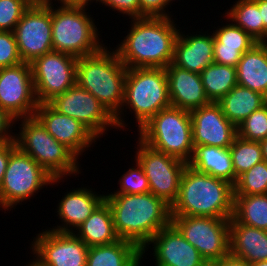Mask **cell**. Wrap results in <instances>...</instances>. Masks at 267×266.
Here are the masks:
<instances>
[{"mask_svg":"<svg viewBox=\"0 0 267 266\" xmlns=\"http://www.w3.org/2000/svg\"><path fill=\"white\" fill-rule=\"evenodd\" d=\"M175 19V20H174ZM173 17L130 19L114 49L127 68H166L173 60L180 28ZM176 22V23H175ZM127 32V33H126ZM127 34V35H126Z\"/></svg>","mask_w":267,"mask_h":266,"instance_id":"6da1fadb","label":"cell"},{"mask_svg":"<svg viewBox=\"0 0 267 266\" xmlns=\"http://www.w3.org/2000/svg\"><path fill=\"white\" fill-rule=\"evenodd\" d=\"M120 239L141 251L162 228L171 223V206L154 194H105Z\"/></svg>","mask_w":267,"mask_h":266,"instance_id":"7a4b0ae2","label":"cell"},{"mask_svg":"<svg viewBox=\"0 0 267 266\" xmlns=\"http://www.w3.org/2000/svg\"><path fill=\"white\" fill-rule=\"evenodd\" d=\"M233 203L232 184L187 165L181 176L178 197L171 205V216L230 219L233 215Z\"/></svg>","mask_w":267,"mask_h":266,"instance_id":"3957f363","label":"cell"},{"mask_svg":"<svg viewBox=\"0 0 267 266\" xmlns=\"http://www.w3.org/2000/svg\"><path fill=\"white\" fill-rule=\"evenodd\" d=\"M170 106L165 68H127L123 104L115 116L117 129L129 131L127 126L133 118L138 131L160 110ZM127 111L131 114L130 123L125 118Z\"/></svg>","mask_w":267,"mask_h":266,"instance_id":"277c9868","label":"cell"},{"mask_svg":"<svg viewBox=\"0 0 267 266\" xmlns=\"http://www.w3.org/2000/svg\"><path fill=\"white\" fill-rule=\"evenodd\" d=\"M126 74L127 67L111 46L77 59L76 84L96 97L114 117L123 104Z\"/></svg>","mask_w":267,"mask_h":266,"instance_id":"5b68a950","label":"cell"},{"mask_svg":"<svg viewBox=\"0 0 267 266\" xmlns=\"http://www.w3.org/2000/svg\"><path fill=\"white\" fill-rule=\"evenodd\" d=\"M15 128L19 129H15L17 147L34 159L52 178H65L67 181L68 177L82 175L81 160L55 140L35 116L16 119Z\"/></svg>","mask_w":267,"mask_h":266,"instance_id":"8992f818","label":"cell"},{"mask_svg":"<svg viewBox=\"0 0 267 266\" xmlns=\"http://www.w3.org/2000/svg\"><path fill=\"white\" fill-rule=\"evenodd\" d=\"M90 13L89 7L52 4L53 51L79 58L95 54L107 44L103 43V32L97 28L99 23L96 25L95 17H92L95 14Z\"/></svg>","mask_w":267,"mask_h":266,"instance_id":"52a82bcc","label":"cell"},{"mask_svg":"<svg viewBox=\"0 0 267 266\" xmlns=\"http://www.w3.org/2000/svg\"><path fill=\"white\" fill-rule=\"evenodd\" d=\"M60 182L63 184L65 178H52L34 159L16 147L10 153L0 184V210L10 213L17 205L33 199L40 190L47 186L54 188L53 185L58 186Z\"/></svg>","mask_w":267,"mask_h":266,"instance_id":"ba28073f","label":"cell"},{"mask_svg":"<svg viewBox=\"0 0 267 266\" xmlns=\"http://www.w3.org/2000/svg\"><path fill=\"white\" fill-rule=\"evenodd\" d=\"M150 147L188 163L193 153L192 122L188 110L168 107L155 114L138 131Z\"/></svg>","mask_w":267,"mask_h":266,"instance_id":"9c48e42d","label":"cell"},{"mask_svg":"<svg viewBox=\"0 0 267 266\" xmlns=\"http://www.w3.org/2000/svg\"><path fill=\"white\" fill-rule=\"evenodd\" d=\"M171 223L208 264L230 252V219L206 216H171Z\"/></svg>","mask_w":267,"mask_h":266,"instance_id":"30bf717a","label":"cell"},{"mask_svg":"<svg viewBox=\"0 0 267 266\" xmlns=\"http://www.w3.org/2000/svg\"><path fill=\"white\" fill-rule=\"evenodd\" d=\"M135 140V155L131 158L143 167L150 192L171 206L178 197L181 176L187 163L150 147L139 137Z\"/></svg>","mask_w":267,"mask_h":266,"instance_id":"8fae6325","label":"cell"},{"mask_svg":"<svg viewBox=\"0 0 267 266\" xmlns=\"http://www.w3.org/2000/svg\"><path fill=\"white\" fill-rule=\"evenodd\" d=\"M48 104L58 113L82 123L99 140L110 130L118 132L115 117L96 97L77 84L54 97Z\"/></svg>","mask_w":267,"mask_h":266,"instance_id":"7c38bea8","label":"cell"},{"mask_svg":"<svg viewBox=\"0 0 267 266\" xmlns=\"http://www.w3.org/2000/svg\"><path fill=\"white\" fill-rule=\"evenodd\" d=\"M77 57L51 51L36 58L31 65L38 103H48L76 84Z\"/></svg>","mask_w":267,"mask_h":266,"instance_id":"4fadbf2b","label":"cell"},{"mask_svg":"<svg viewBox=\"0 0 267 266\" xmlns=\"http://www.w3.org/2000/svg\"><path fill=\"white\" fill-rule=\"evenodd\" d=\"M35 235L28 248L40 266H86L89 247L73 232L45 228Z\"/></svg>","mask_w":267,"mask_h":266,"instance_id":"5bb4252c","label":"cell"},{"mask_svg":"<svg viewBox=\"0 0 267 266\" xmlns=\"http://www.w3.org/2000/svg\"><path fill=\"white\" fill-rule=\"evenodd\" d=\"M13 34L24 63L53 51L52 4L30 5L17 23Z\"/></svg>","mask_w":267,"mask_h":266,"instance_id":"9a60e30c","label":"cell"},{"mask_svg":"<svg viewBox=\"0 0 267 266\" xmlns=\"http://www.w3.org/2000/svg\"><path fill=\"white\" fill-rule=\"evenodd\" d=\"M38 105L29 63L0 68V108L19 119L33 117Z\"/></svg>","mask_w":267,"mask_h":266,"instance_id":"2e32d148","label":"cell"},{"mask_svg":"<svg viewBox=\"0 0 267 266\" xmlns=\"http://www.w3.org/2000/svg\"><path fill=\"white\" fill-rule=\"evenodd\" d=\"M147 251L152 254L149 256H153L152 260L155 266L209 265L200 255L199 251L183 237V235L172 223L162 228L143 248V263H145V259H148L146 255Z\"/></svg>","mask_w":267,"mask_h":266,"instance_id":"e0dca14e","label":"cell"},{"mask_svg":"<svg viewBox=\"0 0 267 266\" xmlns=\"http://www.w3.org/2000/svg\"><path fill=\"white\" fill-rule=\"evenodd\" d=\"M34 116L55 140L70 149L79 159L100 141L82 123L58 113L48 103L39 104Z\"/></svg>","mask_w":267,"mask_h":266,"instance_id":"ac0fdd59","label":"cell"},{"mask_svg":"<svg viewBox=\"0 0 267 266\" xmlns=\"http://www.w3.org/2000/svg\"><path fill=\"white\" fill-rule=\"evenodd\" d=\"M192 122L193 145L229 148L237 136V127L223 114L218 103L189 111Z\"/></svg>","mask_w":267,"mask_h":266,"instance_id":"d6986e66","label":"cell"},{"mask_svg":"<svg viewBox=\"0 0 267 266\" xmlns=\"http://www.w3.org/2000/svg\"><path fill=\"white\" fill-rule=\"evenodd\" d=\"M83 185V186H82ZM81 187H72L64 193L61 199L57 202L55 212L59 219V224L56 226L47 227L49 230L57 232H74L105 200V192L101 194L96 192L95 188L82 184ZM85 186V187H84ZM61 223V224H60Z\"/></svg>","mask_w":267,"mask_h":266,"instance_id":"ffe728a7","label":"cell"},{"mask_svg":"<svg viewBox=\"0 0 267 266\" xmlns=\"http://www.w3.org/2000/svg\"><path fill=\"white\" fill-rule=\"evenodd\" d=\"M180 28L176 39L172 64L185 70L200 74L206 67L214 63V35L205 29L186 33ZM203 30V31H202ZM193 31V32H192Z\"/></svg>","mask_w":267,"mask_h":266,"instance_id":"44dd1931","label":"cell"},{"mask_svg":"<svg viewBox=\"0 0 267 266\" xmlns=\"http://www.w3.org/2000/svg\"><path fill=\"white\" fill-rule=\"evenodd\" d=\"M165 71L172 107L191 111L211 103L206 96L200 74L181 69L172 63Z\"/></svg>","mask_w":267,"mask_h":266,"instance_id":"7402d4cb","label":"cell"},{"mask_svg":"<svg viewBox=\"0 0 267 266\" xmlns=\"http://www.w3.org/2000/svg\"><path fill=\"white\" fill-rule=\"evenodd\" d=\"M224 21L217 28L213 26L214 35V63L236 67L242 55L258 43L250 34L236 26L224 14L220 15ZM213 28L215 30H213Z\"/></svg>","mask_w":267,"mask_h":266,"instance_id":"603a6c76","label":"cell"},{"mask_svg":"<svg viewBox=\"0 0 267 266\" xmlns=\"http://www.w3.org/2000/svg\"><path fill=\"white\" fill-rule=\"evenodd\" d=\"M230 253L250 263L267 260V231L230 218Z\"/></svg>","mask_w":267,"mask_h":266,"instance_id":"cb8c5ba5","label":"cell"},{"mask_svg":"<svg viewBox=\"0 0 267 266\" xmlns=\"http://www.w3.org/2000/svg\"><path fill=\"white\" fill-rule=\"evenodd\" d=\"M237 83L267 98V42H258L236 66Z\"/></svg>","mask_w":267,"mask_h":266,"instance_id":"d4e9b609","label":"cell"},{"mask_svg":"<svg viewBox=\"0 0 267 266\" xmlns=\"http://www.w3.org/2000/svg\"><path fill=\"white\" fill-rule=\"evenodd\" d=\"M193 169L225 180L235 185V173L229 148L199 145L194 146L187 163Z\"/></svg>","mask_w":267,"mask_h":266,"instance_id":"484cf974","label":"cell"},{"mask_svg":"<svg viewBox=\"0 0 267 266\" xmlns=\"http://www.w3.org/2000/svg\"><path fill=\"white\" fill-rule=\"evenodd\" d=\"M88 247L101 246L119 240L108 203L104 200L73 232Z\"/></svg>","mask_w":267,"mask_h":266,"instance_id":"4316f807","label":"cell"},{"mask_svg":"<svg viewBox=\"0 0 267 266\" xmlns=\"http://www.w3.org/2000/svg\"><path fill=\"white\" fill-rule=\"evenodd\" d=\"M144 266L142 251L132 242L119 239L113 243L89 247L86 266Z\"/></svg>","mask_w":267,"mask_h":266,"instance_id":"83f0119b","label":"cell"},{"mask_svg":"<svg viewBox=\"0 0 267 266\" xmlns=\"http://www.w3.org/2000/svg\"><path fill=\"white\" fill-rule=\"evenodd\" d=\"M224 116L238 127L254 111L267 103V98L259 92L236 85L217 102Z\"/></svg>","mask_w":267,"mask_h":266,"instance_id":"f1b7e54d","label":"cell"},{"mask_svg":"<svg viewBox=\"0 0 267 266\" xmlns=\"http://www.w3.org/2000/svg\"><path fill=\"white\" fill-rule=\"evenodd\" d=\"M232 218L267 231V194L234 195Z\"/></svg>","mask_w":267,"mask_h":266,"instance_id":"f546056e","label":"cell"},{"mask_svg":"<svg viewBox=\"0 0 267 266\" xmlns=\"http://www.w3.org/2000/svg\"><path fill=\"white\" fill-rule=\"evenodd\" d=\"M200 76L206 96L214 103L238 84L234 66L212 63L200 73Z\"/></svg>","mask_w":267,"mask_h":266,"instance_id":"4dcf8cb0","label":"cell"},{"mask_svg":"<svg viewBox=\"0 0 267 266\" xmlns=\"http://www.w3.org/2000/svg\"><path fill=\"white\" fill-rule=\"evenodd\" d=\"M232 3L223 14L256 41L264 42V23L258 4L254 0H235Z\"/></svg>","mask_w":267,"mask_h":266,"instance_id":"1f68e13d","label":"cell"},{"mask_svg":"<svg viewBox=\"0 0 267 266\" xmlns=\"http://www.w3.org/2000/svg\"><path fill=\"white\" fill-rule=\"evenodd\" d=\"M229 149L235 173V183L240 175L263 161L259 142L246 140L237 135Z\"/></svg>","mask_w":267,"mask_h":266,"instance_id":"d6a6232c","label":"cell"},{"mask_svg":"<svg viewBox=\"0 0 267 266\" xmlns=\"http://www.w3.org/2000/svg\"><path fill=\"white\" fill-rule=\"evenodd\" d=\"M234 195L267 194V162L255 164L237 178Z\"/></svg>","mask_w":267,"mask_h":266,"instance_id":"836d02e7","label":"cell"},{"mask_svg":"<svg viewBox=\"0 0 267 266\" xmlns=\"http://www.w3.org/2000/svg\"><path fill=\"white\" fill-rule=\"evenodd\" d=\"M134 164H131L127 171H123L124 173L119 177L117 181V187L119 188L114 190L113 192H106L107 194H146L150 193V186L148 182V178L145 175L143 167L139 164V162L134 159H131ZM135 165V166H134Z\"/></svg>","mask_w":267,"mask_h":266,"instance_id":"e575fe53","label":"cell"},{"mask_svg":"<svg viewBox=\"0 0 267 266\" xmlns=\"http://www.w3.org/2000/svg\"><path fill=\"white\" fill-rule=\"evenodd\" d=\"M237 135L254 142L267 138V103L237 127Z\"/></svg>","mask_w":267,"mask_h":266,"instance_id":"d590c367","label":"cell"},{"mask_svg":"<svg viewBox=\"0 0 267 266\" xmlns=\"http://www.w3.org/2000/svg\"><path fill=\"white\" fill-rule=\"evenodd\" d=\"M29 6L25 0H0V31L13 32Z\"/></svg>","mask_w":267,"mask_h":266,"instance_id":"8d00e7d4","label":"cell"},{"mask_svg":"<svg viewBox=\"0 0 267 266\" xmlns=\"http://www.w3.org/2000/svg\"><path fill=\"white\" fill-rule=\"evenodd\" d=\"M13 32L0 31V68L22 63Z\"/></svg>","mask_w":267,"mask_h":266,"instance_id":"74e56055","label":"cell"},{"mask_svg":"<svg viewBox=\"0 0 267 266\" xmlns=\"http://www.w3.org/2000/svg\"><path fill=\"white\" fill-rule=\"evenodd\" d=\"M99 2V3H98ZM99 7L103 6L101 9L109 8L107 10H112L118 15H122L127 21L129 19L140 18V3L139 0H96V5ZM105 6V7H104ZM125 15V16H124ZM128 17V18H126Z\"/></svg>","mask_w":267,"mask_h":266,"instance_id":"f35d334b","label":"cell"},{"mask_svg":"<svg viewBox=\"0 0 267 266\" xmlns=\"http://www.w3.org/2000/svg\"><path fill=\"white\" fill-rule=\"evenodd\" d=\"M176 0H139L140 18L145 17H173V11L169 12L172 3ZM181 1V0H177ZM170 6V7H169ZM172 13V14H171Z\"/></svg>","mask_w":267,"mask_h":266,"instance_id":"ab89813d","label":"cell"},{"mask_svg":"<svg viewBox=\"0 0 267 266\" xmlns=\"http://www.w3.org/2000/svg\"><path fill=\"white\" fill-rule=\"evenodd\" d=\"M15 121L7 111L0 108V142L15 139Z\"/></svg>","mask_w":267,"mask_h":266,"instance_id":"60d3db41","label":"cell"},{"mask_svg":"<svg viewBox=\"0 0 267 266\" xmlns=\"http://www.w3.org/2000/svg\"><path fill=\"white\" fill-rule=\"evenodd\" d=\"M17 147L15 140L0 142V184L7 169L10 153Z\"/></svg>","mask_w":267,"mask_h":266,"instance_id":"b9f144b4","label":"cell"},{"mask_svg":"<svg viewBox=\"0 0 267 266\" xmlns=\"http://www.w3.org/2000/svg\"><path fill=\"white\" fill-rule=\"evenodd\" d=\"M211 266H252L250 262L232 255L230 252L221 260L210 263Z\"/></svg>","mask_w":267,"mask_h":266,"instance_id":"7bdbcfd3","label":"cell"},{"mask_svg":"<svg viewBox=\"0 0 267 266\" xmlns=\"http://www.w3.org/2000/svg\"><path fill=\"white\" fill-rule=\"evenodd\" d=\"M50 3L57 6L91 7V4H96V0H50Z\"/></svg>","mask_w":267,"mask_h":266,"instance_id":"ee69618b","label":"cell"},{"mask_svg":"<svg viewBox=\"0 0 267 266\" xmlns=\"http://www.w3.org/2000/svg\"><path fill=\"white\" fill-rule=\"evenodd\" d=\"M261 12V20L264 23V42H267V0H254Z\"/></svg>","mask_w":267,"mask_h":266,"instance_id":"f6af8a7d","label":"cell"},{"mask_svg":"<svg viewBox=\"0 0 267 266\" xmlns=\"http://www.w3.org/2000/svg\"><path fill=\"white\" fill-rule=\"evenodd\" d=\"M259 144L261 147L263 160L267 162V138L261 140Z\"/></svg>","mask_w":267,"mask_h":266,"instance_id":"bcb514c9","label":"cell"},{"mask_svg":"<svg viewBox=\"0 0 267 266\" xmlns=\"http://www.w3.org/2000/svg\"><path fill=\"white\" fill-rule=\"evenodd\" d=\"M30 5H43L49 4L50 0H25Z\"/></svg>","mask_w":267,"mask_h":266,"instance_id":"7dc6e473","label":"cell"},{"mask_svg":"<svg viewBox=\"0 0 267 266\" xmlns=\"http://www.w3.org/2000/svg\"><path fill=\"white\" fill-rule=\"evenodd\" d=\"M30 257L32 259L30 258V260H28V262L25 263L26 265H24V266H40V264L32 256H30Z\"/></svg>","mask_w":267,"mask_h":266,"instance_id":"c3c4849f","label":"cell"},{"mask_svg":"<svg viewBox=\"0 0 267 266\" xmlns=\"http://www.w3.org/2000/svg\"><path fill=\"white\" fill-rule=\"evenodd\" d=\"M252 266H267V260L256 261L251 263Z\"/></svg>","mask_w":267,"mask_h":266,"instance_id":"681fc988","label":"cell"}]
</instances>
